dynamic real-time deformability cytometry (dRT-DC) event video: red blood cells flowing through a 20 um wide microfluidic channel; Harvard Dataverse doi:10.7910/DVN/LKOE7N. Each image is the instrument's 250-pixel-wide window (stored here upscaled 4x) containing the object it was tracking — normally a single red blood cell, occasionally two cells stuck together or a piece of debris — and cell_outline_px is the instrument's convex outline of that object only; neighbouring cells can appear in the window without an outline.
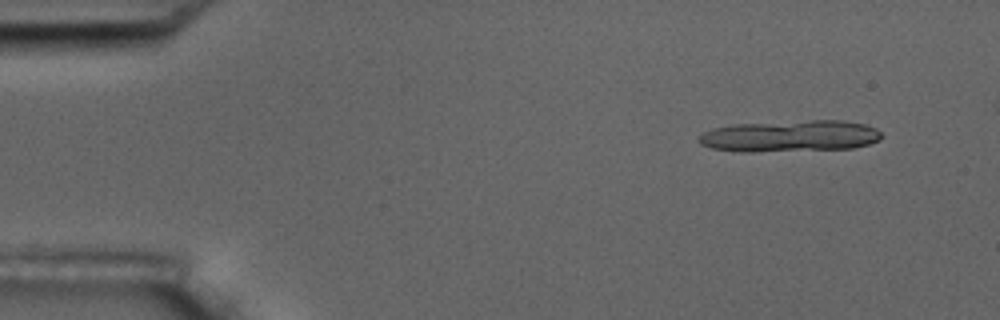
{"species": "common noctule bat (a hibernating species)", "species_latin": "Nyctalus noctula", "temperature_condition": "room temperature", "stored_images_in_passage": 11, "segment_of_instrument_passage": [1, 2], "camera_frame_rate_fps": 3000, "um_per_image_px": 0.085, "animal": {"sex": "male", "body_mass_g": 17.5, "forearm_length_mm": 52.3}, "frame": {"image": 1, "passage_image": 1, "time_ms": 0.0, "image_size_px": [1000, 320], "cell_outline_px": [[880, 140], [868, 144], [852, 148], [752, 152], [744, 152], [712, 148], [700, 144], [696, 140], [704, 132], [712, 128], [732, 124], [812, 120], [844, 120], [864, 124], [876, 128], [880, 132]], "centroid_in_image_um": [67.13, 11.56], "position_along_channel_um": 17.9, "area_um2": 33.64}}